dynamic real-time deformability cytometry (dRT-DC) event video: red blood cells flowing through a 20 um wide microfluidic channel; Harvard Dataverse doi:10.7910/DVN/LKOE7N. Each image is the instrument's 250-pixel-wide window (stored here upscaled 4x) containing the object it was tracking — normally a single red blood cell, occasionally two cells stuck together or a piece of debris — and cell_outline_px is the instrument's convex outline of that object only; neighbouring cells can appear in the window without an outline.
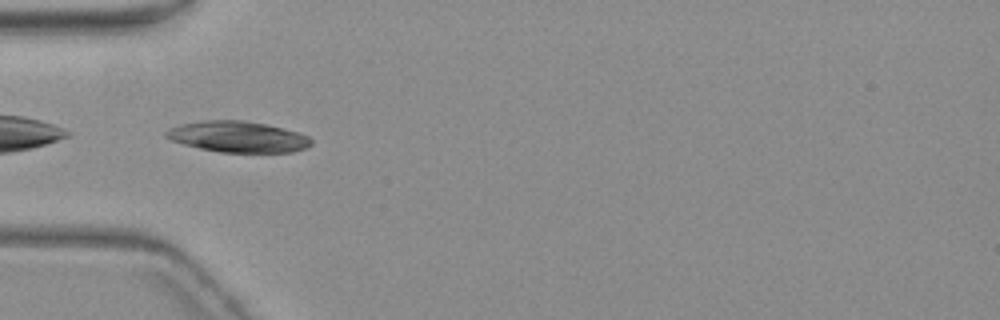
{"species": "common noctule bat (a hibernating species)", "species_latin": "Nyctalus noctula", "temperature_condition": "warm", "stored_images_in_passage": 4, "camera_frame_rate_fps": 3000, "um_per_image_px": 0.085, "animal": {"sex": "female", "body_mass_g": 19.3, "forearm_length_mm": 54.1}, "frame": {"image": 1, "passage_image": 3, "time_ms": 2.667, "image_size_px": [1000, 320], "cell_outline_px": [[312, 144], [304, 148], [292, 152], [220, 152], [200, 148], [184, 144], [172, 140], [164, 136], [164, 132], [168, 128], [180, 124], [200, 120], [244, 120], [264, 124], [296, 132], [308, 136], [312, 140]], "centroid_in_image_um": [20.17, 11.62], "position_along_channel_um": 64.8, "area_um2": 26.07}}